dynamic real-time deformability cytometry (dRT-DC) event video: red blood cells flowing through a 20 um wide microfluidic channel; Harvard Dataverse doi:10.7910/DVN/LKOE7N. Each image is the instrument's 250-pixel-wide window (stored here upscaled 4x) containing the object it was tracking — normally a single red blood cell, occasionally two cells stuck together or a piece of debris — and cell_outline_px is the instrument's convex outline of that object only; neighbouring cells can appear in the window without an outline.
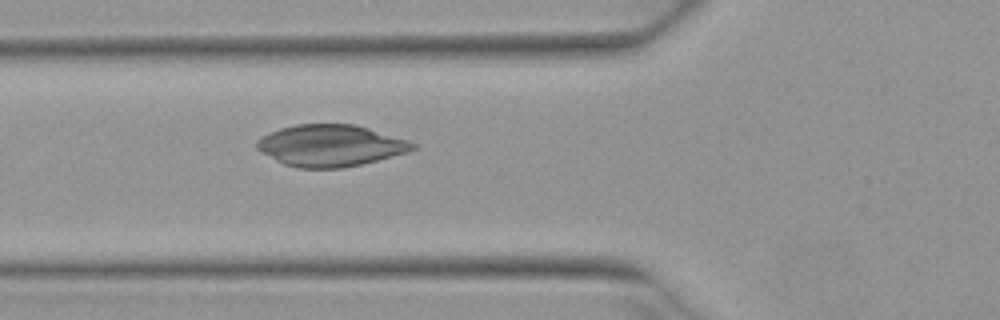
{"species": "Egyptian fruit bat (a non-hibernating species)", "species_latin": "Rousettus aegyptiacus", "temperature_condition": "warm", "stored_images_in_passage": 5, "camera_frame_rate_fps": 3000, "um_per_image_px": 0.085, "animal": {"sex": "female"}, "frame": {"image": 1, "passage_image": 5, "time_ms": 1.333, "image_size_px": [1000, 320], "cell_outline_px": [[416, 148], [408, 152], [360, 164], [340, 168], [296, 168], [284, 164], [260, 152], [256, 148], [256, 140], [260, 136], [280, 128], [296, 124], [352, 124], [368, 128], [408, 140], [416, 144]], "centroid_in_image_um": [28.04, 12.37], "position_along_channel_um": 97.8, "area_um2": 37.69}}